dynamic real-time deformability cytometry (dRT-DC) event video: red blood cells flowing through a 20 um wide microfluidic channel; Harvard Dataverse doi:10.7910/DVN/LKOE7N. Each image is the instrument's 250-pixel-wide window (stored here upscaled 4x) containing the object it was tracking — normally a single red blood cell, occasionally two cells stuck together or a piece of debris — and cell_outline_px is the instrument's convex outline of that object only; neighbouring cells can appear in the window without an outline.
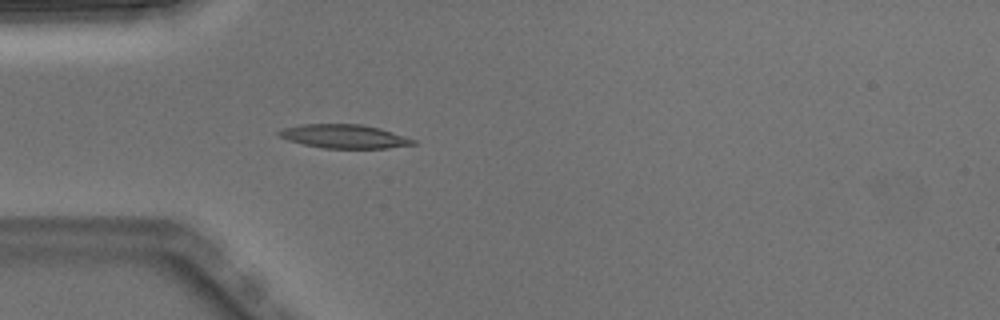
{"species": "Egyptian fruit bat (a non-hibernating species)", "species_latin": "Rousettus aegyptiacus", "temperature_condition": "warm", "stored_images_in_passage": 3, "camera_frame_rate_fps": 3000, "um_per_image_px": 0.085, "animal": {"sex": "male"}, "frame": {"image": 1, "passage_image": 3, "time_ms": 0.667, "image_size_px": [1000, 320], "cell_outline_px": [[416, 144], [388, 148], [324, 148], [304, 144], [288, 140], [280, 136], [276, 132], [284, 128], [300, 124], [360, 124], [380, 128], [416, 140]], "centroid_in_image_um": [29.26, 11.59], "position_along_channel_um": 55.7, "area_um2": 18.44}}